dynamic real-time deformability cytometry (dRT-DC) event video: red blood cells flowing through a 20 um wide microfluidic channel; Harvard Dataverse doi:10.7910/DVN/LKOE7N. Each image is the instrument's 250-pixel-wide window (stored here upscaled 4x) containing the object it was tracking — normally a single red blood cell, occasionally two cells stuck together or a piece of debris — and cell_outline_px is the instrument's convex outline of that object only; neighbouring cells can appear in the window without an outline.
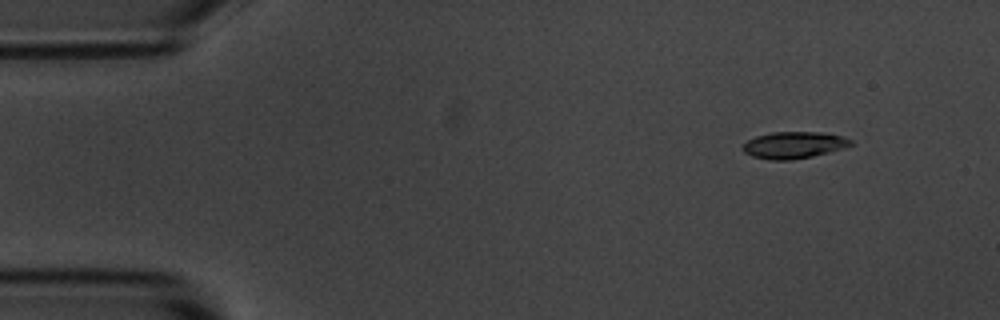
{"species": "common noctule bat (a hibernating species)", "species_latin": "Nyctalus noctula", "temperature_condition": "room temperature", "stored_images_in_passage": 3, "camera_frame_rate_fps": 3000, "um_per_image_px": 0.085, "animal": {"sex": "male", "body_mass_g": 20.1, "forearm_length_mm": 53.5}, "frame": {"image": 1, "passage_image": 1, "time_ms": 0.0, "image_size_px": [1000, 320], "cell_outline_px": [[852, 144], [828, 152], [812, 156], [792, 160], [772, 160], [752, 156], [744, 152], [740, 148], [748, 140], [756, 136], [772, 132], [820, 132], [844, 136], [852, 140]], "centroid_in_image_um": [67.44, 12.32], "position_along_channel_um": 17.6, "area_um2": 16.7}}
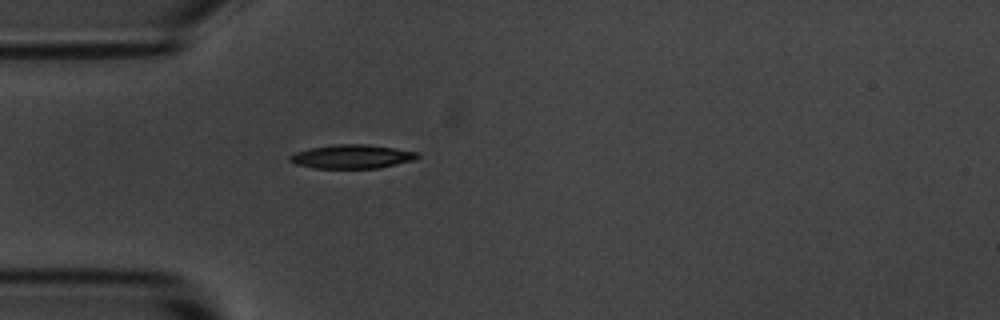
{"frame": {"image": 2, "passage_image": 3, "time_ms": 3.333, "image_size_px": [1000, 320], "cell_outline_px": [[420, 156], [416, 160], [376, 168], [316, 168], [296, 164], [288, 160], [288, 156], [296, 152], [312, 148], [332, 144], [368, 144], [396, 148], [416, 152]], "centroid_in_image_um": [29.92, 13.3], "position_along_channel_um": 55.1, "area_um2": 17.69}}